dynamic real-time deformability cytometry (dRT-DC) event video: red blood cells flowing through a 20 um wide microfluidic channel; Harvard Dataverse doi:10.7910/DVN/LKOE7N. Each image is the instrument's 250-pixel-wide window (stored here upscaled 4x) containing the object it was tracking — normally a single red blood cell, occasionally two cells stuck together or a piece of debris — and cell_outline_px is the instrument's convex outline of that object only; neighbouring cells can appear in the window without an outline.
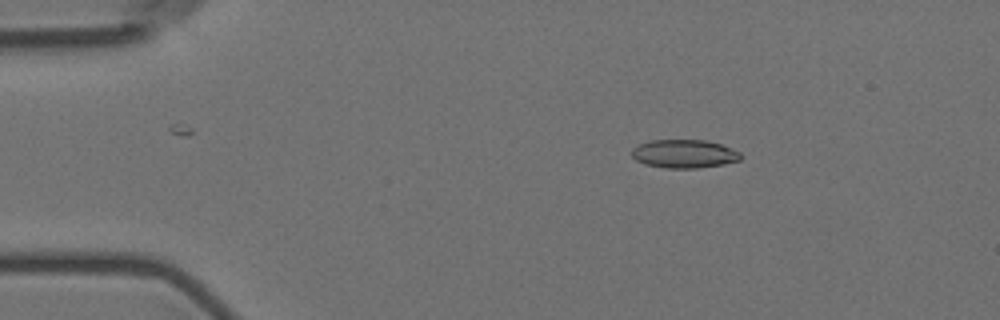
{"species": "Egyptian fruit bat (a non-hibernating species)", "species_latin": "Rousettus aegyptiacus", "temperature_condition": "room temperature", "stored_images_in_passage": 3, "camera_frame_rate_fps": 3000, "um_per_image_px": 0.085, "animal": {"sex": "female"}, "frame": {"image": 1, "passage_image": 2, "time_ms": 1.0, "image_size_px": [1000, 320], "cell_outline_px": [[740, 160], [724, 164], [696, 168], [664, 168], [644, 164], [636, 160], [632, 156], [632, 148], [648, 140], [704, 140], [720, 144], [740, 152]], "centroid_in_image_um": [58.12, 13.07], "position_along_channel_um": 26.9, "area_um2": 17.98}}